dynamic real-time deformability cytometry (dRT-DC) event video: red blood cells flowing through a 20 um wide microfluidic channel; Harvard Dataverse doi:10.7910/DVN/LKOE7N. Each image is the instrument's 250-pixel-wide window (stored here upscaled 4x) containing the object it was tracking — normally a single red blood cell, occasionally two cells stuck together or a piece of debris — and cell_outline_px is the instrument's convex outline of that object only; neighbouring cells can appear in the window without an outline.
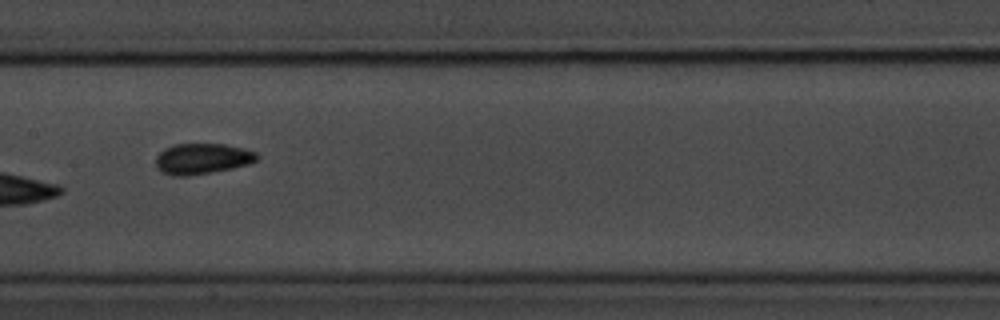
{"species": "common noctule bat (a hibernating species)", "species_latin": "Nyctalus noctula", "temperature_condition": "room temperature", "stored_images_in_passage": 13, "camera_frame_rate_fps": 3000, "um_per_image_px": 0.085, "animal": {"sex": "male", "body_mass_g": 20.1, "forearm_length_mm": 53.5}, "frame": {"image": 1, "passage_image": 6, "time_ms": 6.667, "image_size_px": [1000, 320], "cell_outline_px": [[260, 156], [256, 160], [248, 164], [232, 168], [212, 172], [188, 176], [172, 176], [164, 172], [156, 164], [156, 156], [164, 148], [176, 144], [224, 144], [244, 148], [256, 152]], "centroid_in_image_um": [17.21, 13.48], "position_along_channel_um": 190.2, "area_um2": 18.03}, "authors_computed_cell_mechanics": {"area_um2": 18.0914, "velocity_mm_per_s": 3.6983, "shape_relaxation_time_tau1_ms": 3.4504, "shape_relaxation_time_tau2_ms": null, "deformation_change_tau1": 0.0933, "deformation_change_tau2": null}}